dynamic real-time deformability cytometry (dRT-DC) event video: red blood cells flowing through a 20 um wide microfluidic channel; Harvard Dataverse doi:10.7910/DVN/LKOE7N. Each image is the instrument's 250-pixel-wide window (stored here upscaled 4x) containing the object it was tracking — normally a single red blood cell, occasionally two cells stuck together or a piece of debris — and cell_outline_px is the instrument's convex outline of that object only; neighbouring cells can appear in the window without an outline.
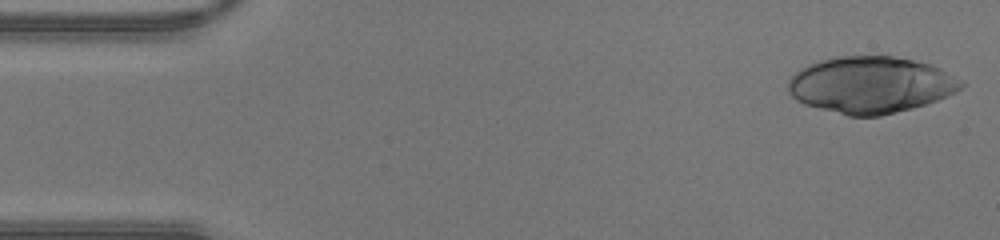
{"species": "human", "species_latin": "Homo sapiens", "temperature_condition": "warm", "stored_images_in_passage": 43, "camera_frame_rate_fps": 3000, "um_per_image_px": 0.085, "donor": {"sex": "male"}, "frame": {"image": 1, "passage_image": 1, "time_ms": 0.0, "image_size_px": [1000, 240], "cell_outline_px": [[964, 84], [956, 92], [936, 100], [912, 108], [880, 116], [848, 116], [804, 104], [796, 100], [788, 92], [788, 80], [796, 72], [808, 64], [820, 60], [840, 56], [892, 56], [912, 60], [928, 64], [940, 68], [964, 80]], "centroid_in_image_um": [74.0, 7.21], "position_along_channel_um": 11.0, "area_um2": 56.93}}
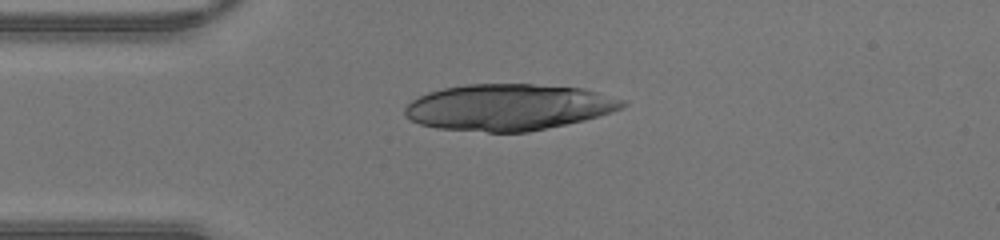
{"frame": {"image": 2, "passage_image": 10, "time_ms": 3.0, "image_size_px": [1000, 240], "cell_outline_px": [[628, 104], [612, 112], [584, 120], [528, 132], [488, 132], [436, 128], [420, 124], [404, 116], [404, 108], [412, 100], [428, 92], [444, 88], [468, 84], [532, 84], [584, 88], [624, 100]], "centroid_in_image_um": [43.21, 9.11], "position_along_channel_um": 41.8, "area_um2": 58.67}}